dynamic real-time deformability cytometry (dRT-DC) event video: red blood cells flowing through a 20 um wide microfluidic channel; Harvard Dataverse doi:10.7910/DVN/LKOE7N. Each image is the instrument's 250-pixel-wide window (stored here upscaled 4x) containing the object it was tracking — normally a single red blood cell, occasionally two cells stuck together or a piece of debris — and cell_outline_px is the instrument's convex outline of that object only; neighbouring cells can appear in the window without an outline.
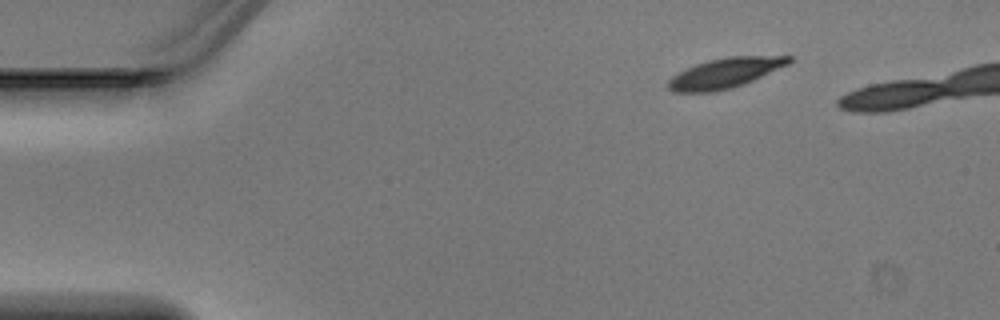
{"species": "Egyptian fruit bat (a non-hibernating species)", "species_latin": "Rousettus aegyptiacus", "temperature_condition": "warm", "stored_images_in_passage": 4, "camera_frame_rate_fps": 3000, "um_per_image_px": 0.085, "animal": {"sex": "male"}, "frame": {"image": 1, "passage_image": 1, "time_ms": 0.0, "image_size_px": [1000, 320], "cell_outline_px": [[792, 60], [788, 64], [744, 84], [732, 88], [712, 92], [672, 92], [668, 88], [668, 80], [672, 76], [696, 64], [708, 60], [728, 56], [792, 56]], "centroid_in_image_um": [61.61, 6.21], "position_along_channel_um": 23.4, "area_um2": 20.92}}